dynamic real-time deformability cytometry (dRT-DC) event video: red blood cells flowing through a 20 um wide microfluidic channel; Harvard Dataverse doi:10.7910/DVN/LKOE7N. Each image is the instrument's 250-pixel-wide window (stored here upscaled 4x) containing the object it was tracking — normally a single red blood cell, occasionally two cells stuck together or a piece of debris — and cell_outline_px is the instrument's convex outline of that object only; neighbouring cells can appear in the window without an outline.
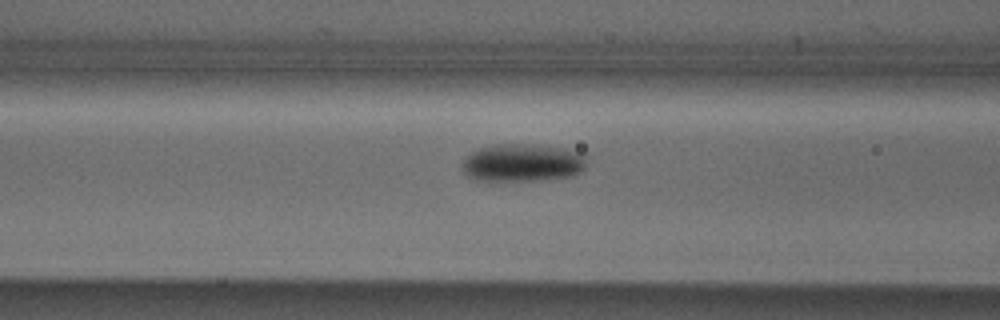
{"species": "Egyptian fruit bat (a non-hibernating species)", "species_latin": "Rousettus aegyptiacus", "temperature_condition": "cold", "stored_images_in_passage": 18, "camera_frame_rate_fps": 3000, "um_per_image_px": 0.085, "animal": {"sex": "male"}, "frame": {"image": 1, "passage_image": 16, "time_ms": 5.0, "image_size_px": [1000, 320], "cell_outline_px": [[584, 168], [580, 172], [572, 176], [544, 180], [492, 184], [476, 180], [468, 176], [460, 168], [460, 164], [464, 156], [480, 148], [496, 144], [524, 144], [560, 148], [584, 152]], "centroid_in_image_um": [44.31, 13.89], "position_along_channel_um": 122.3, "area_um2": 28.44}}